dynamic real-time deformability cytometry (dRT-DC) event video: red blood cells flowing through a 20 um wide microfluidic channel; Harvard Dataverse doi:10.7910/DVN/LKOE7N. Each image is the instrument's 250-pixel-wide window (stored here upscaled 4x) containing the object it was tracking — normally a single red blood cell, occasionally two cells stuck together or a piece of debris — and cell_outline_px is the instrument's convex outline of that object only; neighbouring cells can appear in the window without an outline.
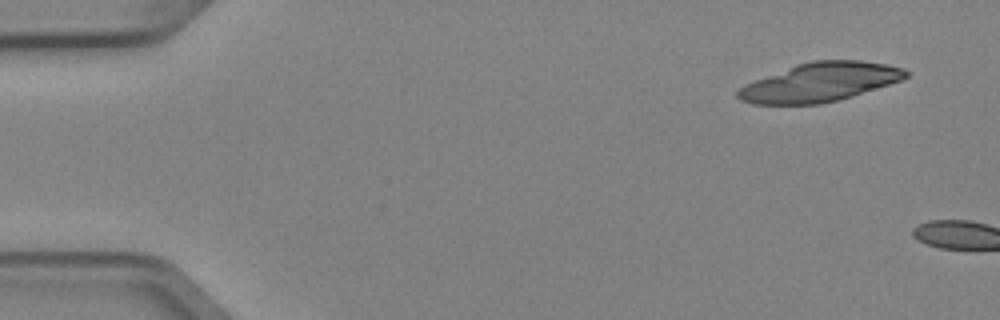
{"species": "Egyptian fruit bat (a non-hibernating species)", "species_latin": "Rousettus aegyptiacus", "temperature_condition": "cold", "stored_images_in_passage": 2, "camera_frame_rate_fps": 3000, "um_per_image_px": 0.085, "animal": {"sex": "female"}, "frame": {"image": 1, "passage_image": 1, "time_ms": 0.0, "image_size_px": [1000, 320], "cell_outline_px": [[912, 72], [908, 76], [900, 80], [852, 96], [820, 104], [752, 104], [740, 100], [736, 96], [736, 92], [744, 84], [796, 64], [812, 60], [860, 60], [888, 64], [904, 68]], "centroid_in_image_um": [69.69, 6.98], "position_along_channel_um": 15.3, "area_um2": 37.97}}